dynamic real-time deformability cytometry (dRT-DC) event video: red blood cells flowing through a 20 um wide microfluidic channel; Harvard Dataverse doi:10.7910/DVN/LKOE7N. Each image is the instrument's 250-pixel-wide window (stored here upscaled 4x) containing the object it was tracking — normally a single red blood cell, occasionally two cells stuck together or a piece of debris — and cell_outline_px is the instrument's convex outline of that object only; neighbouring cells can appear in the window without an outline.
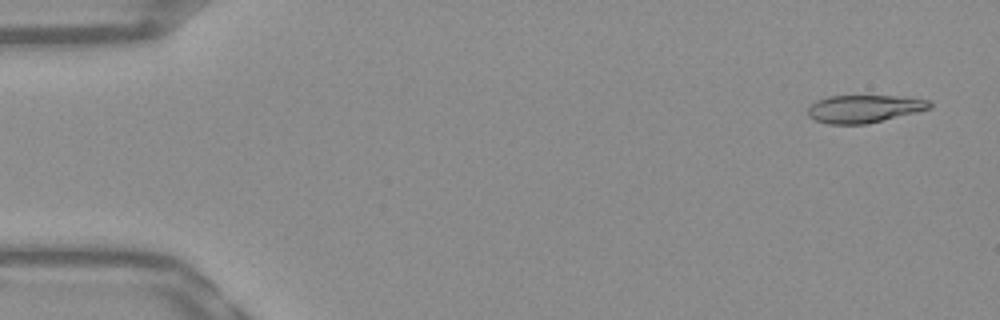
{"species": "Egyptian fruit bat (a non-hibernating species)", "species_latin": "Rousettus aegyptiacus", "temperature_condition": "warm", "stored_images_in_passage": 53, "camera_frame_rate_fps": 3000, "um_per_image_px": 0.085, "frame": {"image": 1, "passage_image": 3, "time_ms": 0.667, "image_size_px": [1000, 320], "cell_outline_px": [[932, 108], [868, 124], [828, 124], [816, 120], [808, 116], [808, 108], [816, 100], [828, 96], [896, 96], [928, 100], [932, 104]], "centroid_in_image_um": [73.44, 9.25], "position_along_channel_um": 11.6, "area_um2": 19.59}}
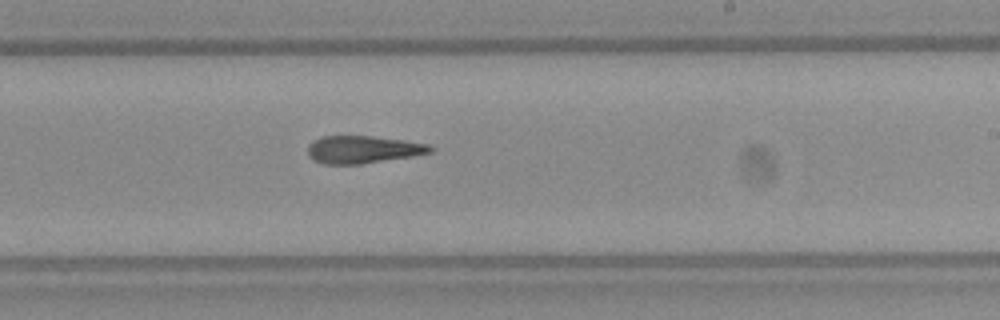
{"frame": {"image": 2, "passage_image": 32, "time_ms": 10.333, "image_size_px": [1000, 320], "cell_outline_px": [[436, 148], [432, 152], [412, 156], [360, 164], [324, 164], [312, 160], [308, 156], [308, 144], [312, 140], [320, 136], [372, 136], [404, 140], [428, 144]], "centroid_in_image_um": [30.82, 12.7], "position_along_channel_um": 258.2, "area_um2": 19.83}}
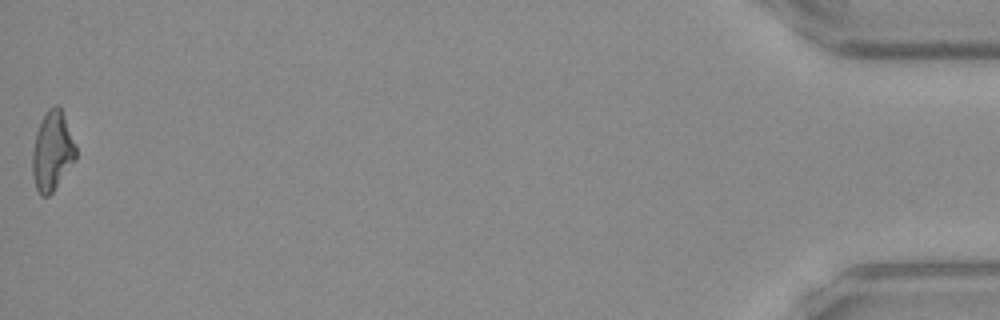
{"frame": {"image": 3, "passage_image": 53, "time_ms": 17.333, "image_size_px": [1000, 320], "cell_outline_px": [[76, 160], [52, 192], [48, 196], [40, 196], [36, 188], [32, 172], [32, 152], [36, 132], [48, 108], [56, 104], [60, 108], [76, 144]], "centroid_in_image_um": [4.44, 12.87], "position_along_channel_um": 430.8, "area_um2": 19.94}, "authors_computed_cell_mechanics": {"area_um2": 20.4034, "velocity_mm_per_s": 3.8566, "shape_relaxation_time_tau1_ms": null, "shape_relaxation_time_tau2_ms": 6.5496, "deformation_change_tau1": null, "deformation_change_tau2": 0.2045}}